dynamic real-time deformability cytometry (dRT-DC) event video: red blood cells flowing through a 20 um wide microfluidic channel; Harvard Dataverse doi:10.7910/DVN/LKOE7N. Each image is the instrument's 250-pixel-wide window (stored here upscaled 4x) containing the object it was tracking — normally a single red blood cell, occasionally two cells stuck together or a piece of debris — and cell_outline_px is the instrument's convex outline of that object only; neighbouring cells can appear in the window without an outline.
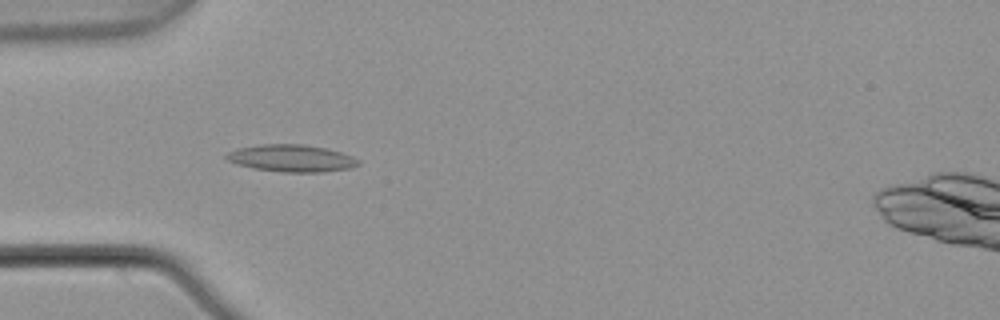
{"species": "common noctule bat (a hibernating species)", "species_latin": "Nyctalus noctula", "temperature_condition": "warm", "stored_images_in_passage": 5, "camera_frame_rate_fps": 3000, "um_per_image_px": 0.085, "animal": {"sex": "male", "body_mass_g": 21.5, "forearm_length_mm": 52.0}, "frame": {"image": 1, "passage_image": 4, "time_ms": 1.0, "image_size_px": [1000, 320], "cell_outline_px": [[360, 164], [348, 168], [324, 172], [284, 172], [252, 168], [236, 164], [228, 160], [224, 156], [228, 152], [240, 148], [260, 144], [304, 144], [324, 148], [340, 152], [352, 156], [360, 160]], "centroid_in_image_um": [24.77, 13.45], "position_along_channel_um": 60.2, "area_um2": 20.75}}
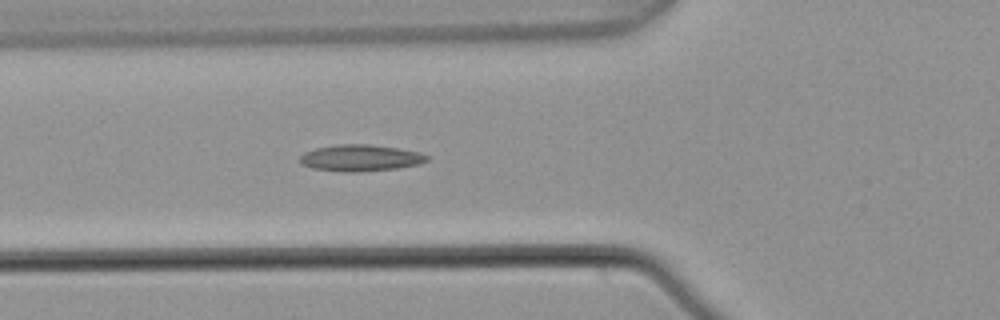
{"frame": {"image": 2, "passage_image": 5, "time_ms": 1.333, "image_size_px": [1000, 320], "cell_outline_px": [[428, 160], [420, 164], [396, 168], [356, 172], [344, 172], [312, 168], [300, 164], [300, 156], [304, 152], [316, 148], [340, 144], [372, 144], [396, 148], [416, 152], [428, 156]], "centroid_in_image_um": [30.59, 13.43], "position_along_channel_um": 95.2, "area_um2": 19.48}}